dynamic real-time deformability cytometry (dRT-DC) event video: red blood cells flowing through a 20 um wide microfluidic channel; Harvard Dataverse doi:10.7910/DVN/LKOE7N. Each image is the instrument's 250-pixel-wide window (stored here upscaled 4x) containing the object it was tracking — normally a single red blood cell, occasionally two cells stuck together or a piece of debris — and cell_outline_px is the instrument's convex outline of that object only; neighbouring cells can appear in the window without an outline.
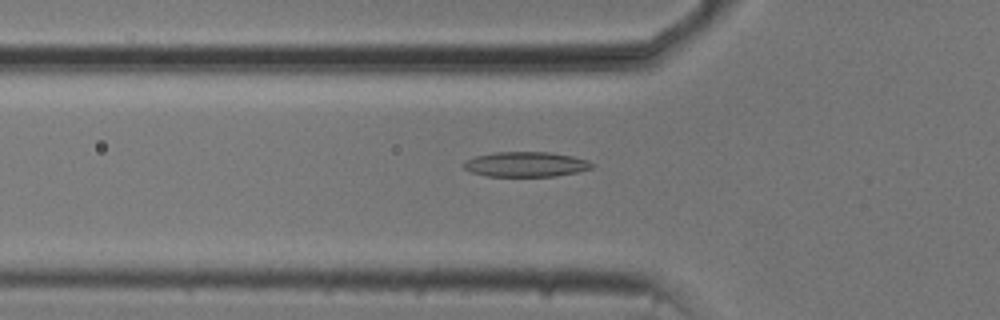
{"species": "common noctule bat (a hibernating species)", "species_latin": "Nyctalus noctula", "temperature_condition": "cold", "stored_images_in_passage": 42, "camera_frame_rate_fps": 3000, "um_per_image_px": 0.085, "animal": {"sex": "male", "body_mass_g": 20.5, "forearm_length_mm": 52.5}, "frame": {"image": 1, "passage_image": 6, "time_ms": 1.667, "image_size_px": [1000, 320], "cell_outline_px": [[596, 164], [592, 168], [580, 172], [556, 176], [488, 176], [472, 172], [464, 168], [464, 160], [476, 156], [492, 152], [548, 152], [572, 156], [588, 160]], "centroid_in_image_um": [44.74, 13.96], "position_along_channel_um": 81.1, "area_um2": 18.79}}
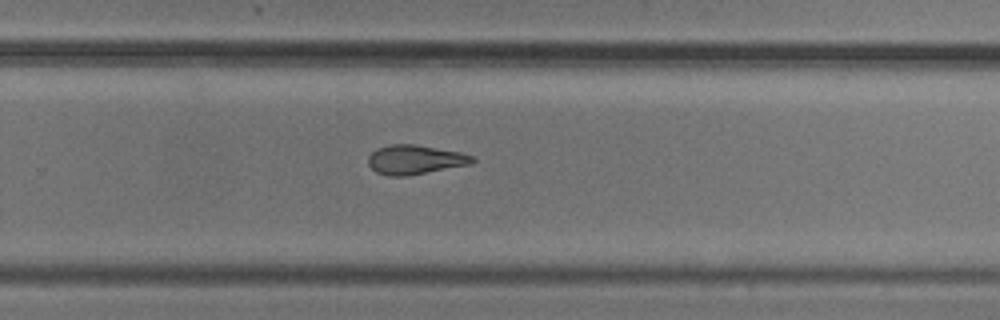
{"frame": {"image": 2, "passage_image": 23, "time_ms": 7.333, "image_size_px": [1000, 320], "cell_outline_px": [[476, 160], [472, 164], [404, 176], [388, 176], [376, 172], [368, 164], [368, 156], [376, 148], [392, 144], [416, 144], [460, 152], [476, 156]], "centroid_in_image_um": [35.29, 13.56], "position_along_channel_um": 294.5, "area_um2": 17.86}}
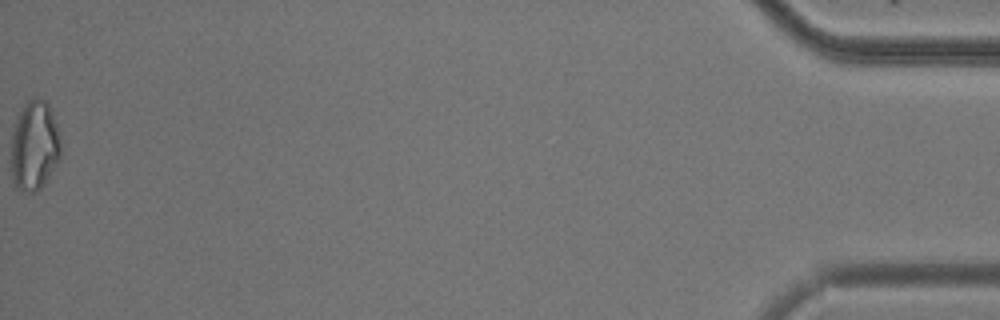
{"frame": {"image": 3, "passage_image": 42, "time_ms": 13.667, "image_size_px": [1000, 320], "cell_outline_px": [[60, 160], [44, 184], [36, 192], [28, 192], [16, 188], [12, 180], [12, 132], [16, 120], [24, 104], [32, 96], [36, 96], [44, 100], [48, 104], [56, 124], [60, 144]], "centroid_in_image_um": [2.92, 12.39], "position_along_channel_um": 432.3, "area_um2": 25.89}, "authors_computed_cell_mechanics": {"area_um2": 18.3226, "velocity_mm_per_s": 3.7579, "shape_relaxation_time_tau1_ms": 9.58, "shape_relaxation_time_tau2_ms": 1.9454, "deformation_change_tau1": 0.2128, "deformation_change_tau2": 0.1}}